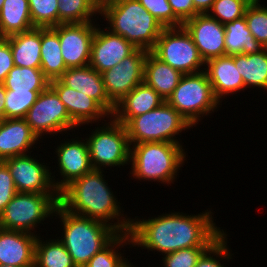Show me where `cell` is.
Listing matches in <instances>:
<instances>
[{
	"label": "cell",
	"mask_w": 267,
	"mask_h": 267,
	"mask_svg": "<svg viewBox=\"0 0 267 267\" xmlns=\"http://www.w3.org/2000/svg\"><path fill=\"white\" fill-rule=\"evenodd\" d=\"M212 212L196 215L170 212L146 219H132L129 234L134 247L169 254L183 248L210 247L223 233Z\"/></svg>",
	"instance_id": "obj_1"
},
{
	"label": "cell",
	"mask_w": 267,
	"mask_h": 267,
	"mask_svg": "<svg viewBox=\"0 0 267 267\" xmlns=\"http://www.w3.org/2000/svg\"><path fill=\"white\" fill-rule=\"evenodd\" d=\"M103 176V170H92L74 179L60 192L59 204L72 214L105 222L119 233L129 232L132 219L123 217L120 202Z\"/></svg>",
	"instance_id": "obj_2"
},
{
	"label": "cell",
	"mask_w": 267,
	"mask_h": 267,
	"mask_svg": "<svg viewBox=\"0 0 267 267\" xmlns=\"http://www.w3.org/2000/svg\"><path fill=\"white\" fill-rule=\"evenodd\" d=\"M54 214L63 225V235L59 239L69 252L77 267H84L100 250L106 247L119 232L105 222L72 214L60 204ZM63 237V238H62Z\"/></svg>",
	"instance_id": "obj_3"
},
{
	"label": "cell",
	"mask_w": 267,
	"mask_h": 267,
	"mask_svg": "<svg viewBox=\"0 0 267 267\" xmlns=\"http://www.w3.org/2000/svg\"><path fill=\"white\" fill-rule=\"evenodd\" d=\"M100 14L110 24L108 30L149 52L164 29L138 0L115 1L102 7Z\"/></svg>",
	"instance_id": "obj_4"
},
{
	"label": "cell",
	"mask_w": 267,
	"mask_h": 267,
	"mask_svg": "<svg viewBox=\"0 0 267 267\" xmlns=\"http://www.w3.org/2000/svg\"><path fill=\"white\" fill-rule=\"evenodd\" d=\"M182 144L143 142L130 146L131 175L138 180L174 183L186 160ZM179 169V170H178Z\"/></svg>",
	"instance_id": "obj_5"
},
{
	"label": "cell",
	"mask_w": 267,
	"mask_h": 267,
	"mask_svg": "<svg viewBox=\"0 0 267 267\" xmlns=\"http://www.w3.org/2000/svg\"><path fill=\"white\" fill-rule=\"evenodd\" d=\"M125 127L131 146L143 142L181 144L175 135L192 126L165 101L159 107L133 117Z\"/></svg>",
	"instance_id": "obj_6"
},
{
	"label": "cell",
	"mask_w": 267,
	"mask_h": 267,
	"mask_svg": "<svg viewBox=\"0 0 267 267\" xmlns=\"http://www.w3.org/2000/svg\"><path fill=\"white\" fill-rule=\"evenodd\" d=\"M193 127L201 117L219 108L221 102L215 97L205 71L185 74L172 95L166 101Z\"/></svg>",
	"instance_id": "obj_7"
},
{
	"label": "cell",
	"mask_w": 267,
	"mask_h": 267,
	"mask_svg": "<svg viewBox=\"0 0 267 267\" xmlns=\"http://www.w3.org/2000/svg\"><path fill=\"white\" fill-rule=\"evenodd\" d=\"M60 194L17 192L0 214V228L31 234L37 224L54 214Z\"/></svg>",
	"instance_id": "obj_8"
},
{
	"label": "cell",
	"mask_w": 267,
	"mask_h": 267,
	"mask_svg": "<svg viewBox=\"0 0 267 267\" xmlns=\"http://www.w3.org/2000/svg\"><path fill=\"white\" fill-rule=\"evenodd\" d=\"M91 133L85 140L93 170L130 164V143L123 124L110 117V122L103 127H95Z\"/></svg>",
	"instance_id": "obj_9"
},
{
	"label": "cell",
	"mask_w": 267,
	"mask_h": 267,
	"mask_svg": "<svg viewBox=\"0 0 267 267\" xmlns=\"http://www.w3.org/2000/svg\"><path fill=\"white\" fill-rule=\"evenodd\" d=\"M150 52L183 75L204 71L205 62L184 26L164 28Z\"/></svg>",
	"instance_id": "obj_10"
},
{
	"label": "cell",
	"mask_w": 267,
	"mask_h": 267,
	"mask_svg": "<svg viewBox=\"0 0 267 267\" xmlns=\"http://www.w3.org/2000/svg\"><path fill=\"white\" fill-rule=\"evenodd\" d=\"M24 119L38 139L45 133L50 135L57 132L65 133L78 127L50 86L39 94Z\"/></svg>",
	"instance_id": "obj_11"
},
{
	"label": "cell",
	"mask_w": 267,
	"mask_h": 267,
	"mask_svg": "<svg viewBox=\"0 0 267 267\" xmlns=\"http://www.w3.org/2000/svg\"><path fill=\"white\" fill-rule=\"evenodd\" d=\"M2 162L13 177L17 192L60 194L53 184L49 167H46L45 163L39 162L33 156L19 155Z\"/></svg>",
	"instance_id": "obj_12"
},
{
	"label": "cell",
	"mask_w": 267,
	"mask_h": 267,
	"mask_svg": "<svg viewBox=\"0 0 267 267\" xmlns=\"http://www.w3.org/2000/svg\"><path fill=\"white\" fill-rule=\"evenodd\" d=\"M148 52L137 48L121 63L101 73L106 93L115 105L144 82V63Z\"/></svg>",
	"instance_id": "obj_13"
},
{
	"label": "cell",
	"mask_w": 267,
	"mask_h": 267,
	"mask_svg": "<svg viewBox=\"0 0 267 267\" xmlns=\"http://www.w3.org/2000/svg\"><path fill=\"white\" fill-rule=\"evenodd\" d=\"M95 22L58 25L61 54L67 68L89 65Z\"/></svg>",
	"instance_id": "obj_14"
},
{
	"label": "cell",
	"mask_w": 267,
	"mask_h": 267,
	"mask_svg": "<svg viewBox=\"0 0 267 267\" xmlns=\"http://www.w3.org/2000/svg\"><path fill=\"white\" fill-rule=\"evenodd\" d=\"M191 35L202 59L206 63L212 58L225 56V27L215 18L197 14L183 23Z\"/></svg>",
	"instance_id": "obj_15"
},
{
	"label": "cell",
	"mask_w": 267,
	"mask_h": 267,
	"mask_svg": "<svg viewBox=\"0 0 267 267\" xmlns=\"http://www.w3.org/2000/svg\"><path fill=\"white\" fill-rule=\"evenodd\" d=\"M55 152L58 160L57 168L63 179L56 181L55 176H52V180L59 193L74 179L82 177L93 170L88 144L84 139L64 141L59 146L57 145Z\"/></svg>",
	"instance_id": "obj_16"
},
{
	"label": "cell",
	"mask_w": 267,
	"mask_h": 267,
	"mask_svg": "<svg viewBox=\"0 0 267 267\" xmlns=\"http://www.w3.org/2000/svg\"><path fill=\"white\" fill-rule=\"evenodd\" d=\"M104 29L96 27L91 45L89 65L99 73L115 67L137 49L123 36Z\"/></svg>",
	"instance_id": "obj_17"
},
{
	"label": "cell",
	"mask_w": 267,
	"mask_h": 267,
	"mask_svg": "<svg viewBox=\"0 0 267 267\" xmlns=\"http://www.w3.org/2000/svg\"><path fill=\"white\" fill-rule=\"evenodd\" d=\"M49 86L56 92L77 126L111 117L94 99L67 87L60 79L50 81Z\"/></svg>",
	"instance_id": "obj_18"
},
{
	"label": "cell",
	"mask_w": 267,
	"mask_h": 267,
	"mask_svg": "<svg viewBox=\"0 0 267 267\" xmlns=\"http://www.w3.org/2000/svg\"><path fill=\"white\" fill-rule=\"evenodd\" d=\"M59 79L67 87L94 99L112 116L115 104L109 99L106 93L102 74L90 65L68 68Z\"/></svg>",
	"instance_id": "obj_19"
},
{
	"label": "cell",
	"mask_w": 267,
	"mask_h": 267,
	"mask_svg": "<svg viewBox=\"0 0 267 267\" xmlns=\"http://www.w3.org/2000/svg\"><path fill=\"white\" fill-rule=\"evenodd\" d=\"M37 234L0 228V265L34 267Z\"/></svg>",
	"instance_id": "obj_20"
},
{
	"label": "cell",
	"mask_w": 267,
	"mask_h": 267,
	"mask_svg": "<svg viewBox=\"0 0 267 267\" xmlns=\"http://www.w3.org/2000/svg\"><path fill=\"white\" fill-rule=\"evenodd\" d=\"M38 140L25 119L0 120V161L29 153Z\"/></svg>",
	"instance_id": "obj_21"
},
{
	"label": "cell",
	"mask_w": 267,
	"mask_h": 267,
	"mask_svg": "<svg viewBox=\"0 0 267 267\" xmlns=\"http://www.w3.org/2000/svg\"><path fill=\"white\" fill-rule=\"evenodd\" d=\"M204 71L207 73L215 97L220 101L225 95L234 94L244 90V81L233 56H221L212 58L205 63Z\"/></svg>",
	"instance_id": "obj_22"
},
{
	"label": "cell",
	"mask_w": 267,
	"mask_h": 267,
	"mask_svg": "<svg viewBox=\"0 0 267 267\" xmlns=\"http://www.w3.org/2000/svg\"><path fill=\"white\" fill-rule=\"evenodd\" d=\"M164 99L145 82L137 85L116 105L112 118L124 126L133 118L159 107Z\"/></svg>",
	"instance_id": "obj_23"
},
{
	"label": "cell",
	"mask_w": 267,
	"mask_h": 267,
	"mask_svg": "<svg viewBox=\"0 0 267 267\" xmlns=\"http://www.w3.org/2000/svg\"><path fill=\"white\" fill-rule=\"evenodd\" d=\"M183 74L162 62L151 52L147 53L144 63V82L152 87L163 99L172 95Z\"/></svg>",
	"instance_id": "obj_24"
},
{
	"label": "cell",
	"mask_w": 267,
	"mask_h": 267,
	"mask_svg": "<svg viewBox=\"0 0 267 267\" xmlns=\"http://www.w3.org/2000/svg\"><path fill=\"white\" fill-rule=\"evenodd\" d=\"M5 39L10 43L14 65L25 68H40L41 28L35 27Z\"/></svg>",
	"instance_id": "obj_25"
},
{
	"label": "cell",
	"mask_w": 267,
	"mask_h": 267,
	"mask_svg": "<svg viewBox=\"0 0 267 267\" xmlns=\"http://www.w3.org/2000/svg\"><path fill=\"white\" fill-rule=\"evenodd\" d=\"M41 66L44 76L49 80L59 79L68 69L64 63L58 25L55 27L41 28Z\"/></svg>",
	"instance_id": "obj_26"
},
{
	"label": "cell",
	"mask_w": 267,
	"mask_h": 267,
	"mask_svg": "<svg viewBox=\"0 0 267 267\" xmlns=\"http://www.w3.org/2000/svg\"><path fill=\"white\" fill-rule=\"evenodd\" d=\"M35 28L30 16L28 0H4L0 11V37L6 38L14 34Z\"/></svg>",
	"instance_id": "obj_27"
},
{
	"label": "cell",
	"mask_w": 267,
	"mask_h": 267,
	"mask_svg": "<svg viewBox=\"0 0 267 267\" xmlns=\"http://www.w3.org/2000/svg\"><path fill=\"white\" fill-rule=\"evenodd\" d=\"M224 27L226 56L248 55L257 53L264 48L248 29L245 16L224 24Z\"/></svg>",
	"instance_id": "obj_28"
},
{
	"label": "cell",
	"mask_w": 267,
	"mask_h": 267,
	"mask_svg": "<svg viewBox=\"0 0 267 267\" xmlns=\"http://www.w3.org/2000/svg\"><path fill=\"white\" fill-rule=\"evenodd\" d=\"M233 60L242 76L245 88L267 89V48L248 55H233Z\"/></svg>",
	"instance_id": "obj_29"
},
{
	"label": "cell",
	"mask_w": 267,
	"mask_h": 267,
	"mask_svg": "<svg viewBox=\"0 0 267 267\" xmlns=\"http://www.w3.org/2000/svg\"><path fill=\"white\" fill-rule=\"evenodd\" d=\"M40 239L42 238L37 236L34 267H77L59 239L44 242Z\"/></svg>",
	"instance_id": "obj_30"
},
{
	"label": "cell",
	"mask_w": 267,
	"mask_h": 267,
	"mask_svg": "<svg viewBox=\"0 0 267 267\" xmlns=\"http://www.w3.org/2000/svg\"><path fill=\"white\" fill-rule=\"evenodd\" d=\"M49 80L40 68H25L14 65L4 81L6 91H44Z\"/></svg>",
	"instance_id": "obj_31"
},
{
	"label": "cell",
	"mask_w": 267,
	"mask_h": 267,
	"mask_svg": "<svg viewBox=\"0 0 267 267\" xmlns=\"http://www.w3.org/2000/svg\"><path fill=\"white\" fill-rule=\"evenodd\" d=\"M58 25L92 22L100 9L93 0H58ZM92 18V19H91Z\"/></svg>",
	"instance_id": "obj_32"
},
{
	"label": "cell",
	"mask_w": 267,
	"mask_h": 267,
	"mask_svg": "<svg viewBox=\"0 0 267 267\" xmlns=\"http://www.w3.org/2000/svg\"><path fill=\"white\" fill-rule=\"evenodd\" d=\"M128 244L132 245L129 232L119 233L106 247L97 252L84 267H121L127 260L121 252H118V248Z\"/></svg>",
	"instance_id": "obj_33"
},
{
	"label": "cell",
	"mask_w": 267,
	"mask_h": 267,
	"mask_svg": "<svg viewBox=\"0 0 267 267\" xmlns=\"http://www.w3.org/2000/svg\"><path fill=\"white\" fill-rule=\"evenodd\" d=\"M42 91H6L5 119H24Z\"/></svg>",
	"instance_id": "obj_34"
},
{
	"label": "cell",
	"mask_w": 267,
	"mask_h": 267,
	"mask_svg": "<svg viewBox=\"0 0 267 267\" xmlns=\"http://www.w3.org/2000/svg\"><path fill=\"white\" fill-rule=\"evenodd\" d=\"M34 27L48 28L58 25V0H28Z\"/></svg>",
	"instance_id": "obj_35"
},
{
	"label": "cell",
	"mask_w": 267,
	"mask_h": 267,
	"mask_svg": "<svg viewBox=\"0 0 267 267\" xmlns=\"http://www.w3.org/2000/svg\"><path fill=\"white\" fill-rule=\"evenodd\" d=\"M248 29L254 38L267 48V6L259 2H251L245 11Z\"/></svg>",
	"instance_id": "obj_36"
},
{
	"label": "cell",
	"mask_w": 267,
	"mask_h": 267,
	"mask_svg": "<svg viewBox=\"0 0 267 267\" xmlns=\"http://www.w3.org/2000/svg\"><path fill=\"white\" fill-rule=\"evenodd\" d=\"M250 3L249 0H215L207 14L224 25L243 17Z\"/></svg>",
	"instance_id": "obj_37"
},
{
	"label": "cell",
	"mask_w": 267,
	"mask_h": 267,
	"mask_svg": "<svg viewBox=\"0 0 267 267\" xmlns=\"http://www.w3.org/2000/svg\"><path fill=\"white\" fill-rule=\"evenodd\" d=\"M148 12L164 27L183 26V22L174 14L168 0H138Z\"/></svg>",
	"instance_id": "obj_38"
},
{
	"label": "cell",
	"mask_w": 267,
	"mask_h": 267,
	"mask_svg": "<svg viewBox=\"0 0 267 267\" xmlns=\"http://www.w3.org/2000/svg\"><path fill=\"white\" fill-rule=\"evenodd\" d=\"M225 232L201 255L195 267H225L220 261L232 259ZM226 240V241H225ZM212 255V256H211ZM216 256V257H215ZM220 259H218V258Z\"/></svg>",
	"instance_id": "obj_39"
},
{
	"label": "cell",
	"mask_w": 267,
	"mask_h": 267,
	"mask_svg": "<svg viewBox=\"0 0 267 267\" xmlns=\"http://www.w3.org/2000/svg\"><path fill=\"white\" fill-rule=\"evenodd\" d=\"M209 247L183 248L162 257L164 267H195L198 259Z\"/></svg>",
	"instance_id": "obj_40"
},
{
	"label": "cell",
	"mask_w": 267,
	"mask_h": 267,
	"mask_svg": "<svg viewBox=\"0 0 267 267\" xmlns=\"http://www.w3.org/2000/svg\"><path fill=\"white\" fill-rule=\"evenodd\" d=\"M17 193L13 177L7 166L0 161V214Z\"/></svg>",
	"instance_id": "obj_41"
},
{
	"label": "cell",
	"mask_w": 267,
	"mask_h": 267,
	"mask_svg": "<svg viewBox=\"0 0 267 267\" xmlns=\"http://www.w3.org/2000/svg\"><path fill=\"white\" fill-rule=\"evenodd\" d=\"M14 67L13 55L10 43L5 39H0V83H4L8 72Z\"/></svg>",
	"instance_id": "obj_42"
},
{
	"label": "cell",
	"mask_w": 267,
	"mask_h": 267,
	"mask_svg": "<svg viewBox=\"0 0 267 267\" xmlns=\"http://www.w3.org/2000/svg\"><path fill=\"white\" fill-rule=\"evenodd\" d=\"M174 14L184 23L186 20L199 14L192 0H168Z\"/></svg>",
	"instance_id": "obj_43"
},
{
	"label": "cell",
	"mask_w": 267,
	"mask_h": 267,
	"mask_svg": "<svg viewBox=\"0 0 267 267\" xmlns=\"http://www.w3.org/2000/svg\"><path fill=\"white\" fill-rule=\"evenodd\" d=\"M195 10L199 14H206L211 9L215 0H192Z\"/></svg>",
	"instance_id": "obj_44"
},
{
	"label": "cell",
	"mask_w": 267,
	"mask_h": 267,
	"mask_svg": "<svg viewBox=\"0 0 267 267\" xmlns=\"http://www.w3.org/2000/svg\"><path fill=\"white\" fill-rule=\"evenodd\" d=\"M5 99L6 89L4 84L0 83V120L5 118Z\"/></svg>",
	"instance_id": "obj_45"
},
{
	"label": "cell",
	"mask_w": 267,
	"mask_h": 267,
	"mask_svg": "<svg viewBox=\"0 0 267 267\" xmlns=\"http://www.w3.org/2000/svg\"><path fill=\"white\" fill-rule=\"evenodd\" d=\"M99 9H101L103 7V0H93Z\"/></svg>",
	"instance_id": "obj_46"
},
{
	"label": "cell",
	"mask_w": 267,
	"mask_h": 267,
	"mask_svg": "<svg viewBox=\"0 0 267 267\" xmlns=\"http://www.w3.org/2000/svg\"><path fill=\"white\" fill-rule=\"evenodd\" d=\"M121 267H135V266H133V263L131 265V262L129 263V261L127 259V261Z\"/></svg>",
	"instance_id": "obj_47"
},
{
	"label": "cell",
	"mask_w": 267,
	"mask_h": 267,
	"mask_svg": "<svg viewBox=\"0 0 267 267\" xmlns=\"http://www.w3.org/2000/svg\"><path fill=\"white\" fill-rule=\"evenodd\" d=\"M115 1H118V0H103V7L107 4H110V3H113Z\"/></svg>",
	"instance_id": "obj_48"
},
{
	"label": "cell",
	"mask_w": 267,
	"mask_h": 267,
	"mask_svg": "<svg viewBox=\"0 0 267 267\" xmlns=\"http://www.w3.org/2000/svg\"><path fill=\"white\" fill-rule=\"evenodd\" d=\"M3 3H4V0H0V11L2 9Z\"/></svg>",
	"instance_id": "obj_49"
},
{
	"label": "cell",
	"mask_w": 267,
	"mask_h": 267,
	"mask_svg": "<svg viewBox=\"0 0 267 267\" xmlns=\"http://www.w3.org/2000/svg\"><path fill=\"white\" fill-rule=\"evenodd\" d=\"M0 267H17V266L0 265Z\"/></svg>",
	"instance_id": "obj_50"
},
{
	"label": "cell",
	"mask_w": 267,
	"mask_h": 267,
	"mask_svg": "<svg viewBox=\"0 0 267 267\" xmlns=\"http://www.w3.org/2000/svg\"><path fill=\"white\" fill-rule=\"evenodd\" d=\"M250 2H260V0H249Z\"/></svg>",
	"instance_id": "obj_51"
}]
</instances>
